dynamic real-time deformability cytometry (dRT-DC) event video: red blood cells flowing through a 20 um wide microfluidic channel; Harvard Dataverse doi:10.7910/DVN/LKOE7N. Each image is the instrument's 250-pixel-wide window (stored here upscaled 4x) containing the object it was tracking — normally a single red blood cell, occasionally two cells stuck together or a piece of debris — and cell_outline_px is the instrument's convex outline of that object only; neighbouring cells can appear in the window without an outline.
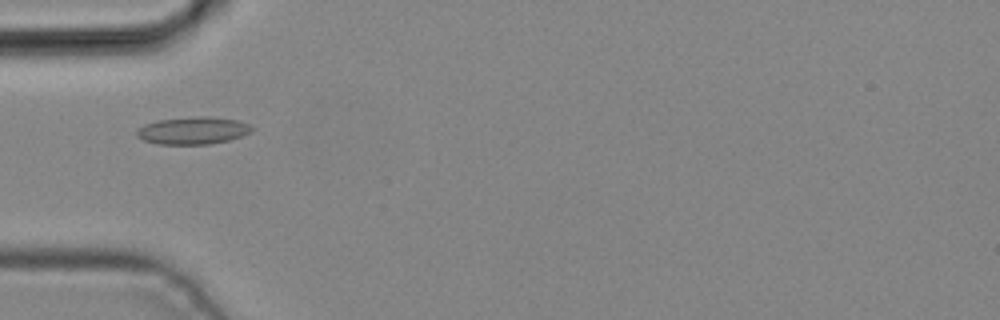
{"species": "common noctule bat (a hibernating species)", "species_latin": "Nyctalus noctula", "temperature_condition": "cold", "stored_images_in_passage": 3, "camera_frame_rate_fps": 3000, "um_per_image_px": 0.085, "animal": {"sex": "male", "body_mass_g": 19.2, "forearm_length_mm": 51.8}, "frame": {"image": 1, "passage_image": 3, "time_ms": 0.667, "image_size_px": [1000, 320], "cell_outline_px": [[256, 128], [252, 132], [228, 140], [208, 144], [156, 144], [144, 140], [136, 136], [136, 128], [144, 124], [156, 120], [200, 116], [208, 116], [236, 120], [248, 124]], "centroid_in_image_um": [16.37, 11.09], "position_along_channel_um": 68.6, "area_um2": 18.44}}